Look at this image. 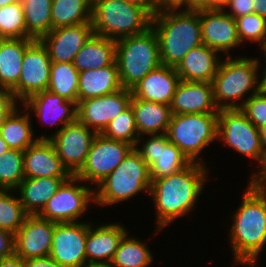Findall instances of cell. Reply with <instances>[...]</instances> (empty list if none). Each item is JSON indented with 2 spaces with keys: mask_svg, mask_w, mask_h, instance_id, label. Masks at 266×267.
Segmentation results:
<instances>
[{
  "mask_svg": "<svg viewBox=\"0 0 266 267\" xmlns=\"http://www.w3.org/2000/svg\"><path fill=\"white\" fill-rule=\"evenodd\" d=\"M208 170L206 165L191 162L174 174L151 179L148 195L152 197L155 207V232H160L194 210L205 190Z\"/></svg>",
  "mask_w": 266,
  "mask_h": 267,
  "instance_id": "cell-1",
  "label": "cell"
},
{
  "mask_svg": "<svg viewBox=\"0 0 266 267\" xmlns=\"http://www.w3.org/2000/svg\"><path fill=\"white\" fill-rule=\"evenodd\" d=\"M228 232L233 265L256 267L266 245V188L249 180Z\"/></svg>",
  "mask_w": 266,
  "mask_h": 267,
  "instance_id": "cell-2",
  "label": "cell"
},
{
  "mask_svg": "<svg viewBox=\"0 0 266 267\" xmlns=\"http://www.w3.org/2000/svg\"><path fill=\"white\" fill-rule=\"evenodd\" d=\"M161 65L176 67L187 52L202 44L200 11L159 9L152 18Z\"/></svg>",
  "mask_w": 266,
  "mask_h": 267,
  "instance_id": "cell-3",
  "label": "cell"
},
{
  "mask_svg": "<svg viewBox=\"0 0 266 267\" xmlns=\"http://www.w3.org/2000/svg\"><path fill=\"white\" fill-rule=\"evenodd\" d=\"M224 58L212 82L214 102L219 110L240 109L246 100L263 88L261 74H258L263 63L257 57Z\"/></svg>",
  "mask_w": 266,
  "mask_h": 267,
  "instance_id": "cell-4",
  "label": "cell"
},
{
  "mask_svg": "<svg viewBox=\"0 0 266 267\" xmlns=\"http://www.w3.org/2000/svg\"><path fill=\"white\" fill-rule=\"evenodd\" d=\"M152 18L146 8L125 0H99L91 11L93 33L113 40L145 33Z\"/></svg>",
  "mask_w": 266,
  "mask_h": 267,
  "instance_id": "cell-5",
  "label": "cell"
},
{
  "mask_svg": "<svg viewBox=\"0 0 266 267\" xmlns=\"http://www.w3.org/2000/svg\"><path fill=\"white\" fill-rule=\"evenodd\" d=\"M151 178L149 166L133 148L125 159L105 179L94 187L95 205L108 207L149 193Z\"/></svg>",
  "mask_w": 266,
  "mask_h": 267,
  "instance_id": "cell-6",
  "label": "cell"
},
{
  "mask_svg": "<svg viewBox=\"0 0 266 267\" xmlns=\"http://www.w3.org/2000/svg\"><path fill=\"white\" fill-rule=\"evenodd\" d=\"M122 88L132 89L150 71L161 65L157 34L145 33L116 40L115 59Z\"/></svg>",
  "mask_w": 266,
  "mask_h": 267,
  "instance_id": "cell-7",
  "label": "cell"
},
{
  "mask_svg": "<svg viewBox=\"0 0 266 267\" xmlns=\"http://www.w3.org/2000/svg\"><path fill=\"white\" fill-rule=\"evenodd\" d=\"M166 134L190 162L205 165L201 153L217 142L218 113L172 114Z\"/></svg>",
  "mask_w": 266,
  "mask_h": 267,
  "instance_id": "cell-8",
  "label": "cell"
},
{
  "mask_svg": "<svg viewBox=\"0 0 266 267\" xmlns=\"http://www.w3.org/2000/svg\"><path fill=\"white\" fill-rule=\"evenodd\" d=\"M217 142H223L236 153L259 163L261 168H258V172L252 171L249 180H256L266 170V157L262 149L259 129L240 109L219 110Z\"/></svg>",
  "mask_w": 266,
  "mask_h": 267,
  "instance_id": "cell-9",
  "label": "cell"
},
{
  "mask_svg": "<svg viewBox=\"0 0 266 267\" xmlns=\"http://www.w3.org/2000/svg\"><path fill=\"white\" fill-rule=\"evenodd\" d=\"M92 203H95L94 189L83 184L77 176L71 175L48 200L38 216L55 223L80 222Z\"/></svg>",
  "mask_w": 266,
  "mask_h": 267,
  "instance_id": "cell-10",
  "label": "cell"
},
{
  "mask_svg": "<svg viewBox=\"0 0 266 267\" xmlns=\"http://www.w3.org/2000/svg\"><path fill=\"white\" fill-rule=\"evenodd\" d=\"M134 147L126 142L116 141L97 133L94 137L85 163L75 174L85 184L95 187L125 159Z\"/></svg>",
  "mask_w": 266,
  "mask_h": 267,
  "instance_id": "cell-11",
  "label": "cell"
},
{
  "mask_svg": "<svg viewBox=\"0 0 266 267\" xmlns=\"http://www.w3.org/2000/svg\"><path fill=\"white\" fill-rule=\"evenodd\" d=\"M51 65L45 46L40 40H34L26 48L18 85L12 90L14 98L20 104L32 95L48 89Z\"/></svg>",
  "mask_w": 266,
  "mask_h": 267,
  "instance_id": "cell-12",
  "label": "cell"
},
{
  "mask_svg": "<svg viewBox=\"0 0 266 267\" xmlns=\"http://www.w3.org/2000/svg\"><path fill=\"white\" fill-rule=\"evenodd\" d=\"M96 134L76 119L49 139L62 165L71 175H75L82 168Z\"/></svg>",
  "mask_w": 266,
  "mask_h": 267,
  "instance_id": "cell-13",
  "label": "cell"
},
{
  "mask_svg": "<svg viewBox=\"0 0 266 267\" xmlns=\"http://www.w3.org/2000/svg\"><path fill=\"white\" fill-rule=\"evenodd\" d=\"M88 221L55 223L50 256L64 267L87 264L86 237Z\"/></svg>",
  "mask_w": 266,
  "mask_h": 267,
  "instance_id": "cell-14",
  "label": "cell"
},
{
  "mask_svg": "<svg viewBox=\"0 0 266 267\" xmlns=\"http://www.w3.org/2000/svg\"><path fill=\"white\" fill-rule=\"evenodd\" d=\"M132 98L130 89L119 91L79 101L77 104V119L89 129L101 133L106 126L123 112Z\"/></svg>",
  "mask_w": 266,
  "mask_h": 267,
  "instance_id": "cell-15",
  "label": "cell"
},
{
  "mask_svg": "<svg viewBox=\"0 0 266 267\" xmlns=\"http://www.w3.org/2000/svg\"><path fill=\"white\" fill-rule=\"evenodd\" d=\"M55 222L28 215L14 234V254L23 260L50 255Z\"/></svg>",
  "mask_w": 266,
  "mask_h": 267,
  "instance_id": "cell-16",
  "label": "cell"
},
{
  "mask_svg": "<svg viewBox=\"0 0 266 267\" xmlns=\"http://www.w3.org/2000/svg\"><path fill=\"white\" fill-rule=\"evenodd\" d=\"M23 105V106H22ZM30 115H36L43 123L49 125H61L55 133L45 136H37L38 140H49L54 134L58 133L66 124L72 123L77 119V104L73 101L64 99L48 90L41 91L29 97L22 104ZM33 112V113H32Z\"/></svg>",
  "mask_w": 266,
  "mask_h": 267,
  "instance_id": "cell-17",
  "label": "cell"
},
{
  "mask_svg": "<svg viewBox=\"0 0 266 267\" xmlns=\"http://www.w3.org/2000/svg\"><path fill=\"white\" fill-rule=\"evenodd\" d=\"M200 24L202 44L216 50L220 55H229L231 50L241 46L236 20L223 10H201ZM223 52V53H222Z\"/></svg>",
  "mask_w": 266,
  "mask_h": 267,
  "instance_id": "cell-18",
  "label": "cell"
},
{
  "mask_svg": "<svg viewBox=\"0 0 266 267\" xmlns=\"http://www.w3.org/2000/svg\"><path fill=\"white\" fill-rule=\"evenodd\" d=\"M92 34L91 23H82L53 29L40 41L47 49L51 62L72 63Z\"/></svg>",
  "mask_w": 266,
  "mask_h": 267,
  "instance_id": "cell-19",
  "label": "cell"
},
{
  "mask_svg": "<svg viewBox=\"0 0 266 267\" xmlns=\"http://www.w3.org/2000/svg\"><path fill=\"white\" fill-rule=\"evenodd\" d=\"M127 230L118 222L94 227L89 221L85 244L87 263L109 266Z\"/></svg>",
  "mask_w": 266,
  "mask_h": 267,
  "instance_id": "cell-20",
  "label": "cell"
},
{
  "mask_svg": "<svg viewBox=\"0 0 266 267\" xmlns=\"http://www.w3.org/2000/svg\"><path fill=\"white\" fill-rule=\"evenodd\" d=\"M170 109L172 114L218 113L212 83L180 80Z\"/></svg>",
  "mask_w": 266,
  "mask_h": 267,
  "instance_id": "cell-21",
  "label": "cell"
},
{
  "mask_svg": "<svg viewBox=\"0 0 266 267\" xmlns=\"http://www.w3.org/2000/svg\"><path fill=\"white\" fill-rule=\"evenodd\" d=\"M180 77L175 67L160 65L150 71L132 89L135 98L171 105Z\"/></svg>",
  "mask_w": 266,
  "mask_h": 267,
  "instance_id": "cell-22",
  "label": "cell"
},
{
  "mask_svg": "<svg viewBox=\"0 0 266 267\" xmlns=\"http://www.w3.org/2000/svg\"><path fill=\"white\" fill-rule=\"evenodd\" d=\"M23 170L26 178L71 176L49 140H37L24 151Z\"/></svg>",
  "mask_w": 266,
  "mask_h": 267,
  "instance_id": "cell-23",
  "label": "cell"
},
{
  "mask_svg": "<svg viewBox=\"0 0 266 267\" xmlns=\"http://www.w3.org/2000/svg\"><path fill=\"white\" fill-rule=\"evenodd\" d=\"M219 53L201 44L187 52L175 67L180 80L212 83L222 61Z\"/></svg>",
  "mask_w": 266,
  "mask_h": 267,
  "instance_id": "cell-24",
  "label": "cell"
},
{
  "mask_svg": "<svg viewBox=\"0 0 266 267\" xmlns=\"http://www.w3.org/2000/svg\"><path fill=\"white\" fill-rule=\"evenodd\" d=\"M69 177L24 178L15 190L25 212L38 215ZM19 193V194H18Z\"/></svg>",
  "mask_w": 266,
  "mask_h": 267,
  "instance_id": "cell-25",
  "label": "cell"
},
{
  "mask_svg": "<svg viewBox=\"0 0 266 267\" xmlns=\"http://www.w3.org/2000/svg\"><path fill=\"white\" fill-rule=\"evenodd\" d=\"M130 105L139 136L167 133L172 116L169 105L142 100L133 95Z\"/></svg>",
  "mask_w": 266,
  "mask_h": 267,
  "instance_id": "cell-26",
  "label": "cell"
},
{
  "mask_svg": "<svg viewBox=\"0 0 266 267\" xmlns=\"http://www.w3.org/2000/svg\"><path fill=\"white\" fill-rule=\"evenodd\" d=\"M122 89L116 61L108 66L79 72L78 102Z\"/></svg>",
  "mask_w": 266,
  "mask_h": 267,
  "instance_id": "cell-27",
  "label": "cell"
},
{
  "mask_svg": "<svg viewBox=\"0 0 266 267\" xmlns=\"http://www.w3.org/2000/svg\"><path fill=\"white\" fill-rule=\"evenodd\" d=\"M32 38H0V87L13 90L19 82L21 64Z\"/></svg>",
  "mask_w": 266,
  "mask_h": 267,
  "instance_id": "cell-28",
  "label": "cell"
},
{
  "mask_svg": "<svg viewBox=\"0 0 266 267\" xmlns=\"http://www.w3.org/2000/svg\"><path fill=\"white\" fill-rule=\"evenodd\" d=\"M116 59V40L92 34L76 54L73 64L79 72L103 68Z\"/></svg>",
  "mask_w": 266,
  "mask_h": 267,
  "instance_id": "cell-29",
  "label": "cell"
},
{
  "mask_svg": "<svg viewBox=\"0 0 266 267\" xmlns=\"http://www.w3.org/2000/svg\"><path fill=\"white\" fill-rule=\"evenodd\" d=\"M18 107L19 106L11 112L4 124L0 127V135L10 149L25 151L38 139L34 133V128H32L33 119H31L32 116L29 111L23 107V112L21 108Z\"/></svg>",
  "mask_w": 266,
  "mask_h": 267,
  "instance_id": "cell-30",
  "label": "cell"
},
{
  "mask_svg": "<svg viewBox=\"0 0 266 267\" xmlns=\"http://www.w3.org/2000/svg\"><path fill=\"white\" fill-rule=\"evenodd\" d=\"M127 233L118 246L109 267H150L154 255L147 243Z\"/></svg>",
  "mask_w": 266,
  "mask_h": 267,
  "instance_id": "cell-31",
  "label": "cell"
},
{
  "mask_svg": "<svg viewBox=\"0 0 266 267\" xmlns=\"http://www.w3.org/2000/svg\"><path fill=\"white\" fill-rule=\"evenodd\" d=\"M92 6L86 0H52V30L91 23Z\"/></svg>",
  "mask_w": 266,
  "mask_h": 267,
  "instance_id": "cell-32",
  "label": "cell"
},
{
  "mask_svg": "<svg viewBox=\"0 0 266 267\" xmlns=\"http://www.w3.org/2000/svg\"><path fill=\"white\" fill-rule=\"evenodd\" d=\"M27 38L40 40L52 30V0H22Z\"/></svg>",
  "mask_w": 266,
  "mask_h": 267,
  "instance_id": "cell-33",
  "label": "cell"
},
{
  "mask_svg": "<svg viewBox=\"0 0 266 267\" xmlns=\"http://www.w3.org/2000/svg\"><path fill=\"white\" fill-rule=\"evenodd\" d=\"M79 71L72 63L52 62L48 91L78 104Z\"/></svg>",
  "mask_w": 266,
  "mask_h": 267,
  "instance_id": "cell-34",
  "label": "cell"
},
{
  "mask_svg": "<svg viewBox=\"0 0 266 267\" xmlns=\"http://www.w3.org/2000/svg\"><path fill=\"white\" fill-rule=\"evenodd\" d=\"M190 163L181 150L169 142L167 134H160V153L158 160L149 167L150 178L156 179L174 174Z\"/></svg>",
  "mask_w": 266,
  "mask_h": 267,
  "instance_id": "cell-35",
  "label": "cell"
},
{
  "mask_svg": "<svg viewBox=\"0 0 266 267\" xmlns=\"http://www.w3.org/2000/svg\"><path fill=\"white\" fill-rule=\"evenodd\" d=\"M27 216L16 191L0 189V229L15 234Z\"/></svg>",
  "mask_w": 266,
  "mask_h": 267,
  "instance_id": "cell-36",
  "label": "cell"
},
{
  "mask_svg": "<svg viewBox=\"0 0 266 267\" xmlns=\"http://www.w3.org/2000/svg\"><path fill=\"white\" fill-rule=\"evenodd\" d=\"M23 155L24 151L10 149L0 156V189L16 190L25 178Z\"/></svg>",
  "mask_w": 266,
  "mask_h": 267,
  "instance_id": "cell-37",
  "label": "cell"
},
{
  "mask_svg": "<svg viewBox=\"0 0 266 267\" xmlns=\"http://www.w3.org/2000/svg\"><path fill=\"white\" fill-rule=\"evenodd\" d=\"M101 134L116 141L126 142L134 147L140 136L136 129L135 116L131 105L114 118Z\"/></svg>",
  "mask_w": 266,
  "mask_h": 267,
  "instance_id": "cell-38",
  "label": "cell"
},
{
  "mask_svg": "<svg viewBox=\"0 0 266 267\" xmlns=\"http://www.w3.org/2000/svg\"><path fill=\"white\" fill-rule=\"evenodd\" d=\"M0 38H27L22 2L0 7Z\"/></svg>",
  "mask_w": 266,
  "mask_h": 267,
  "instance_id": "cell-39",
  "label": "cell"
},
{
  "mask_svg": "<svg viewBox=\"0 0 266 267\" xmlns=\"http://www.w3.org/2000/svg\"><path fill=\"white\" fill-rule=\"evenodd\" d=\"M235 20L241 44L251 41L259 43L261 48L266 45V18L252 13Z\"/></svg>",
  "mask_w": 266,
  "mask_h": 267,
  "instance_id": "cell-40",
  "label": "cell"
},
{
  "mask_svg": "<svg viewBox=\"0 0 266 267\" xmlns=\"http://www.w3.org/2000/svg\"><path fill=\"white\" fill-rule=\"evenodd\" d=\"M240 110L258 129L266 124V89L262 88L244 102Z\"/></svg>",
  "mask_w": 266,
  "mask_h": 267,
  "instance_id": "cell-41",
  "label": "cell"
},
{
  "mask_svg": "<svg viewBox=\"0 0 266 267\" xmlns=\"http://www.w3.org/2000/svg\"><path fill=\"white\" fill-rule=\"evenodd\" d=\"M145 138L147 139L145 140ZM145 138H143V136H140L138 138V141L136 142V145L134 146V149L150 167L156 160H158L160 153V134L147 135V137L145 136Z\"/></svg>",
  "mask_w": 266,
  "mask_h": 267,
  "instance_id": "cell-42",
  "label": "cell"
},
{
  "mask_svg": "<svg viewBox=\"0 0 266 267\" xmlns=\"http://www.w3.org/2000/svg\"><path fill=\"white\" fill-rule=\"evenodd\" d=\"M18 104L11 90L0 87V127Z\"/></svg>",
  "mask_w": 266,
  "mask_h": 267,
  "instance_id": "cell-43",
  "label": "cell"
},
{
  "mask_svg": "<svg viewBox=\"0 0 266 267\" xmlns=\"http://www.w3.org/2000/svg\"><path fill=\"white\" fill-rule=\"evenodd\" d=\"M228 7L230 11H228ZM223 11L236 19L240 16L254 13V7L252 0H227Z\"/></svg>",
  "mask_w": 266,
  "mask_h": 267,
  "instance_id": "cell-44",
  "label": "cell"
},
{
  "mask_svg": "<svg viewBox=\"0 0 266 267\" xmlns=\"http://www.w3.org/2000/svg\"><path fill=\"white\" fill-rule=\"evenodd\" d=\"M14 255V234L0 229V260Z\"/></svg>",
  "mask_w": 266,
  "mask_h": 267,
  "instance_id": "cell-45",
  "label": "cell"
},
{
  "mask_svg": "<svg viewBox=\"0 0 266 267\" xmlns=\"http://www.w3.org/2000/svg\"><path fill=\"white\" fill-rule=\"evenodd\" d=\"M24 264L25 267H64L56 262L50 255L24 260Z\"/></svg>",
  "mask_w": 266,
  "mask_h": 267,
  "instance_id": "cell-46",
  "label": "cell"
},
{
  "mask_svg": "<svg viewBox=\"0 0 266 267\" xmlns=\"http://www.w3.org/2000/svg\"><path fill=\"white\" fill-rule=\"evenodd\" d=\"M177 8L185 11L208 10V0H184Z\"/></svg>",
  "mask_w": 266,
  "mask_h": 267,
  "instance_id": "cell-47",
  "label": "cell"
},
{
  "mask_svg": "<svg viewBox=\"0 0 266 267\" xmlns=\"http://www.w3.org/2000/svg\"><path fill=\"white\" fill-rule=\"evenodd\" d=\"M129 3L146 8L152 15H154L159 9L157 0H125Z\"/></svg>",
  "mask_w": 266,
  "mask_h": 267,
  "instance_id": "cell-48",
  "label": "cell"
},
{
  "mask_svg": "<svg viewBox=\"0 0 266 267\" xmlns=\"http://www.w3.org/2000/svg\"><path fill=\"white\" fill-rule=\"evenodd\" d=\"M0 267H25V264L21 257L14 254L10 257L1 259Z\"/></svg>",
  "mask_w": 266,
  "mask_h": 267,
  "instance_id": "cell-49",
  "label": "cell"
},
{
  "mask_svg": "<svg viewBox=\"0 0 266 267\" xmlns=\"http://www.w3.org/2000/svg\"><path fill=\"white\" fill-rule=\"evenodd\" d=\"M254 13L266 18V0H252Z\"/></svg>",
  "mask_w": 266,
  "mask_h": 267,
  "instance_id": "cell-50",
  "label": "cell"
},
{
  "mask_svg": "<svg viewBox=\"0 0 266 267\" xmlns=\"http://www.w3.org/2000/svg\"><path fill=\"white\" fill-rule=\"evenodd\" d=\"M184 0H157L158 9L177 8Z\"/></svg>",
  "mask_w": 266,
  "mask_h": 267,
  "instance_id": "cell-51",
  "label": "cell"
},
{
  "mask_svg": "<svg viewBox=\"0 0 266 267\" xmlns=\"http://www.w3.org/2000/svg\"><path fill=\"white\" fill-rule=\"evenodd\" d=\"M227 0H208V10H223Z\"/></svg>",
  "mask_w": 266,
  "mask_h": 267,
  "instance_id": "cell-52",
  "label": "cell"
},
{
  "mask_svg": "<svg viewBox=\"0 0 266 267\" xmlns=\"http://www.w3.org/2000/svg\"><path fill=\"white\" fill-rule=\"evenodd\" d=\"M261 50H262V52H263V54H264V56H265V58H264V64L263 65H260L261 67V69H260V71H262L263 70V72L261 73V84H262V87L264 88V89H266V45L265 46H263L262 48H261ZM263 66V67H262Z\"/></svg>",
  "mask_w": 266,
  "mask_h": 267,
  "instance_id": "cell-53",
  "label": "cell"
},
{
  "mask_svg": "<svg viewBox=\"0 0 266 267\" xmlns=\"http://www.w3.org/2000/svg\"><path fill=\"white\" fill-rule=\"evenodd\" d=\"M259 134H260L262 149L266 157V124L259 128Z\"/></svg>",
  "mask_w": 266,
  "mask_h": 267,
  "instance_id": "cell-54",
  "label": "cell"
},
{
  "mask_svg": "<svg viewBox=\"0 0 266 267\" xmlns=\"http://www.w3.org/2000/svg\"><path fill=\"white\" fill-rule=\"evenodd\" d=\"M8 150H10V148L0 135V156L5 152H7Z\"/></svg>",
  "mask_w": 266,
  "mask_h": 267,
  "instance_id": "cell-55",
  "label": "cell"
},
{
  "mask_svg": "<svg viewBox=\"0 0 266 267\" xmlns=\"http://www.w3.org/2000/svg\"><path fill=\"white\" fill-rule=\"evenodd\" d=\"M22 0H0V7H4L5 5L20 3Z\"/></svg>",
  "mask_w": 266,
  "mask_h": 267,
  "instance_id": "cell-56",
  "label": "cell"
},
{
  "mask_svg": "<svg viewBox=\"0 0 266 267\" xmlns=\"http://www.w3.org/2000/svg\"><path fill=\"white\" fill-rule=\"evenodd\" d=\"M82 267H109V266H106V265H102V264H84Z\"/></svg>",
  "mask_w": 266,
  "mask_h": 267,
  "instance_id": "cell-57",
  "label": "cell"
},
{
  "mask_svg": "<svg viewBox=\"0 0 266 267\" xmlns=\"http://www.w3.org/2000/svg\"><path fill=\"white\" fill-rule=\"evenodd\" d=\"M91 6L96 4L99 0H86Z\"/></svg>",
  "mask_w": 266,
  "mask_h": 267,
  "instance_id": "cell-58",
  "label": "cell"
}]
</instances>
